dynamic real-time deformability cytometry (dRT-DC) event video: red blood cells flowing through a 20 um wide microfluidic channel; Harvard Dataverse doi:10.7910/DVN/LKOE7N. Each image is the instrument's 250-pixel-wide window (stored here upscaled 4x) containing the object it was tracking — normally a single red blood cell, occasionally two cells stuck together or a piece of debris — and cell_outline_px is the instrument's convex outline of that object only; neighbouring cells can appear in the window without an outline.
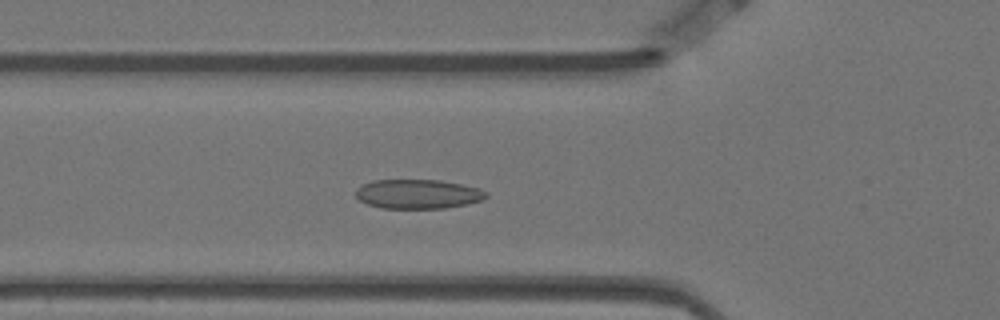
{"species": "Egyptian fruit bat (a non-hibernating species)", "species_latin": "Rousettus aegyptiacus", "temperature_condition": "warm", "stored_images_in_passage": 59, "camera_frame_rate_fps": 3000, "um_per_image_px": 0.085, "animal": {"sex": "female"}, "frame": {"image": 1, "passage_image": 20, "time_ms": 6.333, "image_size_px": [1000, 320], "cell_outline_px": [[488, 196], [480, 200], [468, 204], [444, 208], [380, 208], [368, 204], [360, 200], [356, 196], [356, 188], [372, 180], [440, 180], [460, 184], [476, 188], [488, 192]], "centroid_in_image_um": [35.51, 16.49], "position_along_channel_um": 90.3, "area_um2": 22.14}}
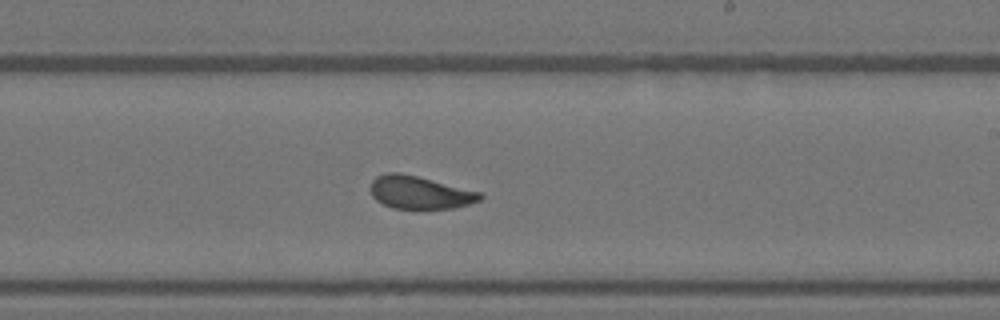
{"frame": {"image": 2, "passage_image": 34, "time_ms": 11.0, "image_size_px": [1000, 320], "cell_outline_px": [[484, 196], [480, 200], [468, 204], [452, 208], [392, 208], [376, 200], [372, 196], [372, 180], [376, 176], [388, 172], [400, 172], [480, 192]], "centroid_in_image_um": [35.66, 16.35], "position_along_channel_um": 253.3, "area_um2": 20.58}}
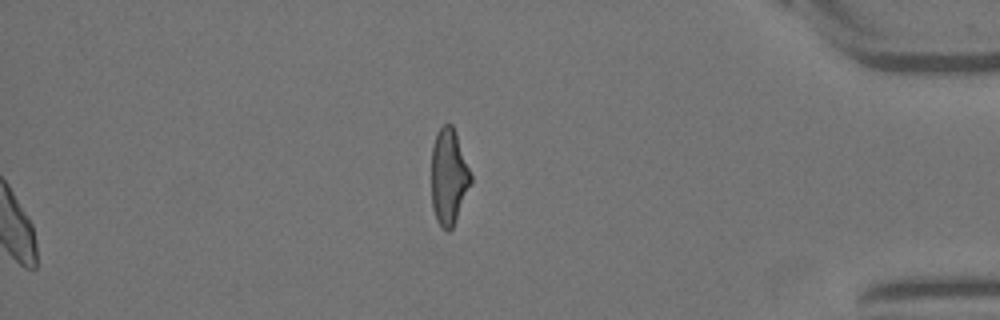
{"frame": {"image": 3, "passage_image": 59, "time_ms": 19.333, "image_size_px": [1000, 320], "cell_outline_px": [[472, 180], [456, 220], [452, 228], [448, 232], [440, 228], [436, 220], [432, 208], [432, 144], [436, 132], [448, 120], [452, 124], [456, 132], [472, 176]], "centroid_in_image_um": [38.13, 15.01], "position_along_channel_um": 397.1, "area_um2": 22.25}, "authors_computed_cell_mechanics": {"area_um2": 21.6172, "velocity_mm_per_s": 3.482, "shape_relaxation_time_tau1_ms": 3.5763, "shape_relaxation_time_tau2_ms": 1.6732, "deformation_change_tau1": 0.0968, "deformation_change_tau2": 0.0782}}